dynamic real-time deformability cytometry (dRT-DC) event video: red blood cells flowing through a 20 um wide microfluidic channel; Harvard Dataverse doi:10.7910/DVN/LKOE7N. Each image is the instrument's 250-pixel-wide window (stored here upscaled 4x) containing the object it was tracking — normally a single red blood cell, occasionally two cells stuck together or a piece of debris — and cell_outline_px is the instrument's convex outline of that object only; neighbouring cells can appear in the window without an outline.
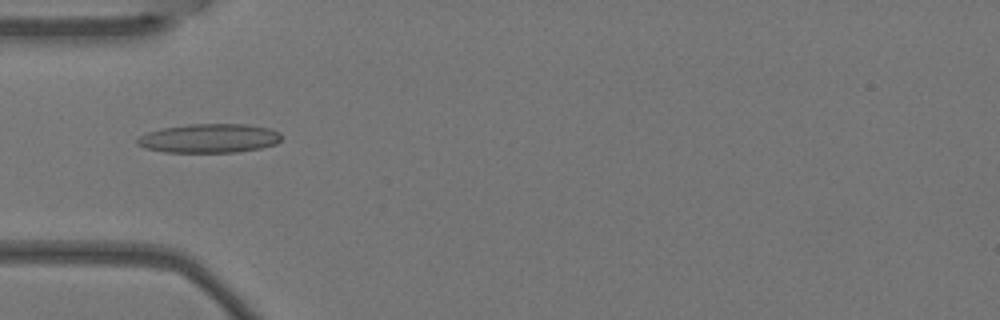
{"species": "Egyptian fruit bat (a non-hibernating species)", "species_latin": "Rousettus aegyptiacus", "temperature_condition": "warm", "stored_images_in_passage": 5, "camera_frame_rate_fps": 3000, "um_per_image_px": 0.085, "animal": {"sex": "female"}, "frame": {"image": 1, "passage_image": 5, "time_ms": 1.333, "image_size_px": [1000, 320], "cell_outline_px": [[280, 140], [276, 144], [260, 148], [236, 152], [164, 152], [144, 148], [136, 144], [136, 140], [140, 136], [148, 132], [160, 128], [188, 124], [244, 124], [272, 128], [280, 132]], "centroid_in_image_um": [17.77, 11.75], "position_along_channel_um": 67.2, "area_um2": 24.51}}